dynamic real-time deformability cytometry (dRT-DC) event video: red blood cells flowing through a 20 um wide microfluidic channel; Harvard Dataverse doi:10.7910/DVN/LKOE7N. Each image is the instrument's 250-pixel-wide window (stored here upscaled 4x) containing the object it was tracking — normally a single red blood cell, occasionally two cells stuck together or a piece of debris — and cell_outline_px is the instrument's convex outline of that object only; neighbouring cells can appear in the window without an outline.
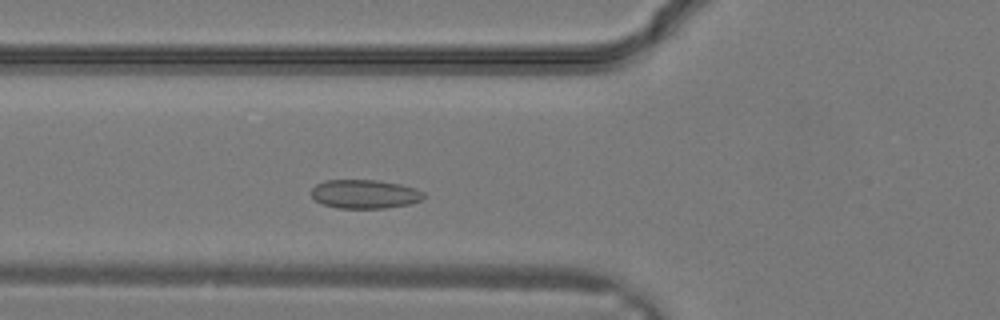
{"species": "common noctule bat (a hibernating species)", "species_latin": "Nyctalus noctula", "temperature_condition": "warm", "stored_images_in_passage": 12, "camera_frame_rate_fps": 3000, "um_per_image_px": 0.085, "animal": {"sex": "male", "body_mass_g": 19.2, "forearm_length_mm": 51.8}, "frame": {"image": 1, "passage_image": 6, "time_ms": 1.667, "image_size_px": [1000, 320], "cell_outline_px": [[424, 196], [420, 200], [408, 204], [384, 208], [336, 208], [324, 204], [316, 200], [312, 196], [312, 188], [316, 184], [324, 180], [376, 180], [400, 184], [416, 188], [424, 192]], "centroid_in_image_um": [30.99, 16.49], "position_along_channel_um": 94.8, "area_um2": 18.79}}
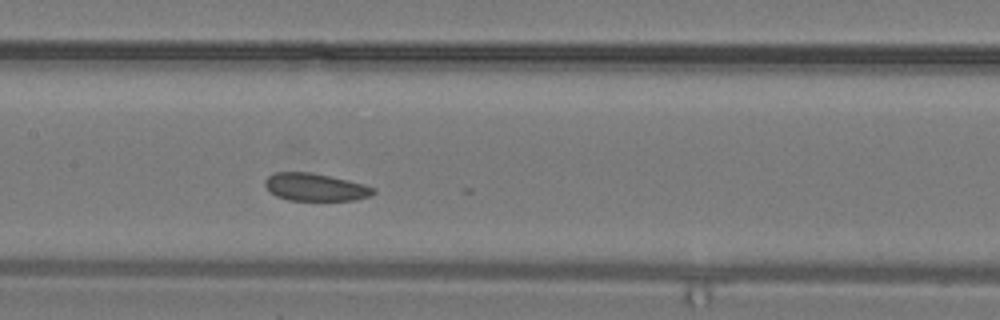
{"frame": {"image": 2, "passage_image": 10, "time_ms": 3.0, "image_size_px": [1000, 320], "cell_outline_px": [[376, 192], [368, 196], [356, 200], [288, 200], [276, 196], [264, 184], [264, 180], [268, 176], [276, 172], [308, 172], [348, 180], [364, 184], [376, 188]], "centroid_in_image_um": [26.81, 15.91], "position_along_channel_um": 180.6, "area_um2": 17.28}}